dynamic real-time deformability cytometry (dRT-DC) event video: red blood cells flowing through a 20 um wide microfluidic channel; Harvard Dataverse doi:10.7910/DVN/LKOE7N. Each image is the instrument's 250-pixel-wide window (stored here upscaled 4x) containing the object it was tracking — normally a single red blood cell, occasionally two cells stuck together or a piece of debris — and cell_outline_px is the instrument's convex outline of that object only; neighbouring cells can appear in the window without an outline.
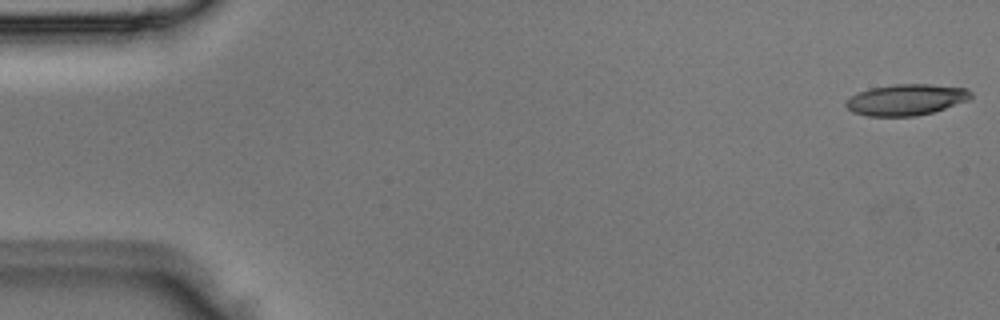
{"species": "Egyptian fruit bat (a non-hibernating species)", "species_latin": "Rousettus aegyptiacus", "temperature_condition": "room temperature", "stored_images_in_passage": 4, "camera_frame_rate_fps": 3000, "um_per_image_px": 0.085, "animal": {"sex": "male"}, "frame": {"image": 1, "passage_image": 1, "time_ms": 0.0, "image_size_px": [1000, 320], "cell_outline_px": [[972, 96], [968, 100], [932, 112], [916, 116], [868, 116], [852, 112], [844, 104], [852, 96], [868, 88], [892, 84], [928, 84], [968, 88], [972, 92]], "centroid_in_image_um": [77.03, 8.47], "position_along_channel_um": 8.0, "area_um2": 22.6}}